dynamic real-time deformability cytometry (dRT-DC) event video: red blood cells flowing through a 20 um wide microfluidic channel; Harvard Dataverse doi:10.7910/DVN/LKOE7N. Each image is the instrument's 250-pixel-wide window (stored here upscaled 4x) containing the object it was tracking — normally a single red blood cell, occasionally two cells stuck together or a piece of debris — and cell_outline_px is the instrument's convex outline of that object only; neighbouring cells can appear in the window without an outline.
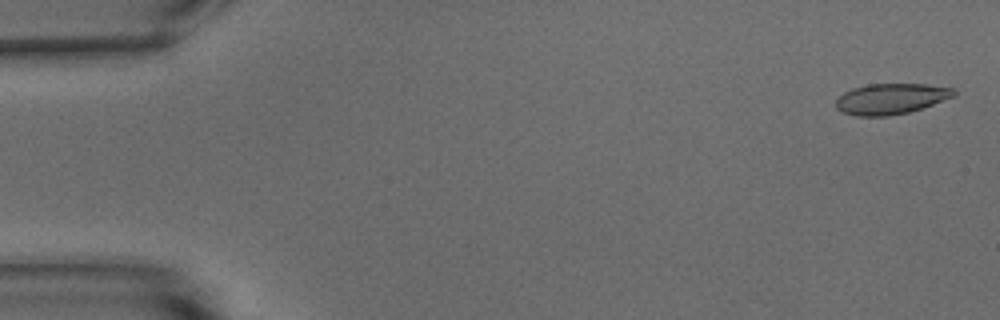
{"species": "common noctule bat (a hibernating species)", "species_latin": "Nyctalus noctula", "temperature_condition": "warm", "stored_images_in_passage": 54, "camera_frame_rate_fps": 3000, "um_per_image_px": 0.085, "animal": {"sex": "male", "body_mass_g": 15.6}, "frame": {"image": 1, "passage_image": 2, "time_ms": 0.333, "image_size_px": [1000, 320], "cell_outline_px": [[956, 96], [908, 112], [888, 116], [856, 116], [844, 112], [836, 108], [836, 100], [844, 92], [852, 88], [868, 84], [928, 84], [956, 88]], "centroid_in_image_um": [75.75, 8.38], "position_along_channel_um": 9.2, "area_um2": 21.1}}
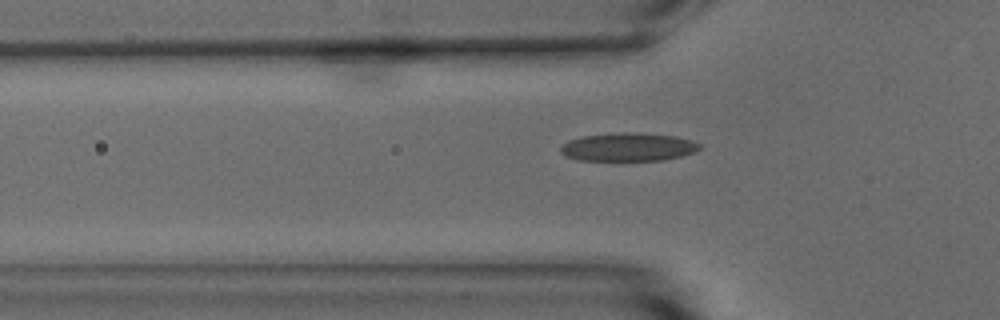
{"frame": {"image": 2, "passage_image": 18, "time_ms": 5.667, "image_size_px": [1000, 320], "cell_outline_px": [[700, 148], [692, 152], [680, 156], [664, 160], [580, 160], [564, 156], [560, 152], [560, 148], [568, 140], [584, 136], [624, 132], [636, 132], [676, 136], [692, 140], [700, 144]], "centroid_in_image_um": [53.38, 12.49], "position_along_channel_um": 72.4, "area_um2": 22.77}}
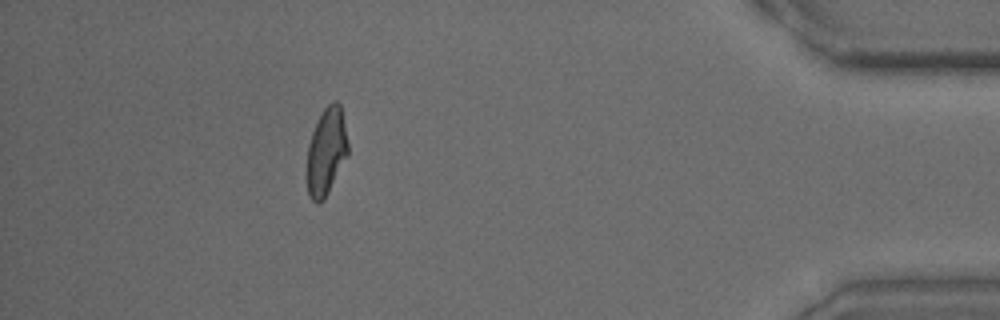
{"frame": {"image": 3, "passage_image": 49, "time_ms": 16.0, "image_size_px": [1000, 320], "cell_outline_px": [[348, 156], [324, 200], [320, 204], [316, 204], [308, 196], [308, 144], [312, 132], [324, 108], [332, 100], [336, 100], [340, 104], [348, 144]], "centroid_in_image_um": [27.75, 12.91], "position_along_channel_um": 407.5, "area_um2": 20.75}, "authors_computed_cell_mechanics": {"area_um2": 21.7906, "velocity_mm_per_s": 3.7327, "shape_relaxation_time_tau1_ms": 9.2366, "shape_relaxation_time_tau2_ms": 1.4611, "deformation_change_tau1": 0.2436, "deformation_change_tau2": 0.0968}}